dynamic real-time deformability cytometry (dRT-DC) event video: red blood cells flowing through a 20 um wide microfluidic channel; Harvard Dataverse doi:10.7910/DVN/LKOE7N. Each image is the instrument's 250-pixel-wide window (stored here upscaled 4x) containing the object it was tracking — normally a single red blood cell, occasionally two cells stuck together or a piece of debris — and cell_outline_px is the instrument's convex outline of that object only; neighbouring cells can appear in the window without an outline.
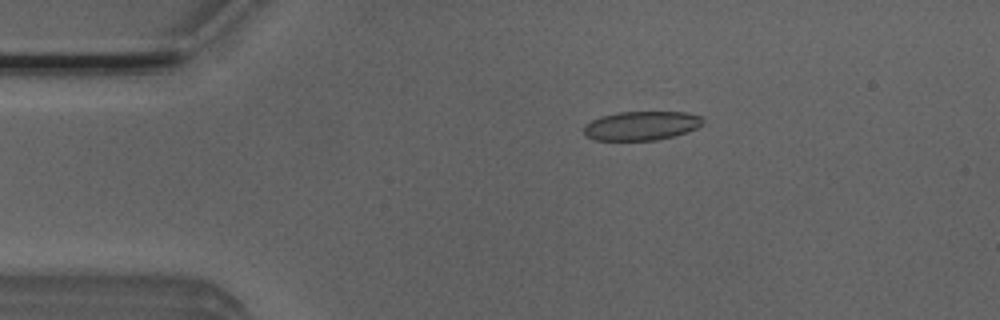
{"species": "Egyptian fruit bat (a non-hibernating species)", "species_latin": "Rousettus aegyptiacus", "temperature_condition": "room temperature", "stored_images_in_passage": 28, "camera_frame_rate_fps": 3000, "um_per_image_px": 0.085, "animal": {"sex": "male"}, "frame": {"image": 1, "passage_image": 6, "time_ms": 1.667, "image_size_px": [1000, 320], "cell_outline_px": [[704, 124], [688, 132], [656, 140], [592, 140], [584, 136], [584, 124], [600, 116], [616, 112], [688, 112], [700, 116], [704, 120]], "centroid_in_image_um": [54.5, 10.68], "position_along_channel_um": 30.5, "area_um2": 20.35}}
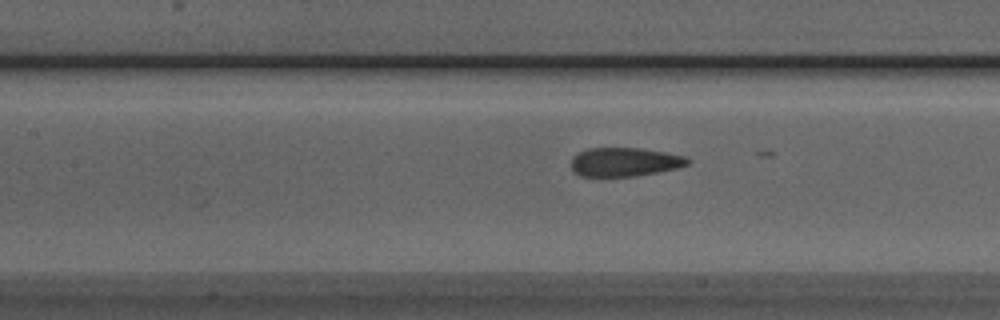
{"frame": {"image": 2, "passage_image": 19, "time_ms": 6.0, "image_size_px": [1000, 320], "cell_outline_px": [[692, 160], [688, 164], [676, 168], [636, 176], [580, 176], [572, 172], [572, 156], [588, 148], [640, 148], [688, 156]], "centroid_in_image_um": [53.1, 13.76], "position_along_channel_um": 154.3, "area_um2": 19.59}}